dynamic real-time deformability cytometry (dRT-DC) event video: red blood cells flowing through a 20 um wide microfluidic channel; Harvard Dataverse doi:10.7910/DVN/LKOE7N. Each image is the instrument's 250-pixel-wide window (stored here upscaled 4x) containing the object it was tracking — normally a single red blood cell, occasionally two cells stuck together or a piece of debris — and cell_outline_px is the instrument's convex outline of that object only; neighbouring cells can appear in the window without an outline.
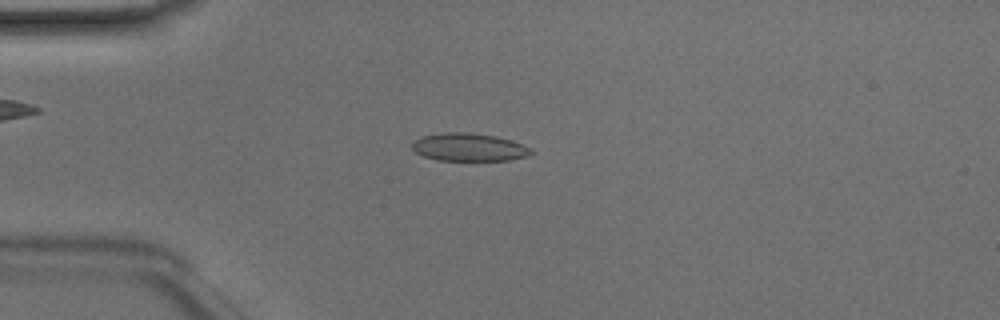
{"species": "Egyptian fruit bat (a non-hibernating species)", "species_latin": "Rousettus aegyptiacus", "temperature_condition": "room temperature", "stored_images_in_passage": 37, "camera_frame_rate_fps": 3000, "um_per_image_px": 0.085, "animal": {"sex": "male"}, "frame": {"image": 1, "passage_image": 1, "time_ms": 0.0, "image_size_px": [1000, 320], "cell_outline_px": [[532, 152], [528, 156], [508, 160], [440, 160], [424, 156], [416, 152], [412, 148], [412, 140], [420, 136], [444, 132], [472, 132], [496, 136], [512, 140], [532, 148]], "centroid_in_image_um": [39.85, 12.49], "position_along_channel_um": 45.1, "area_um2": 19.48}}
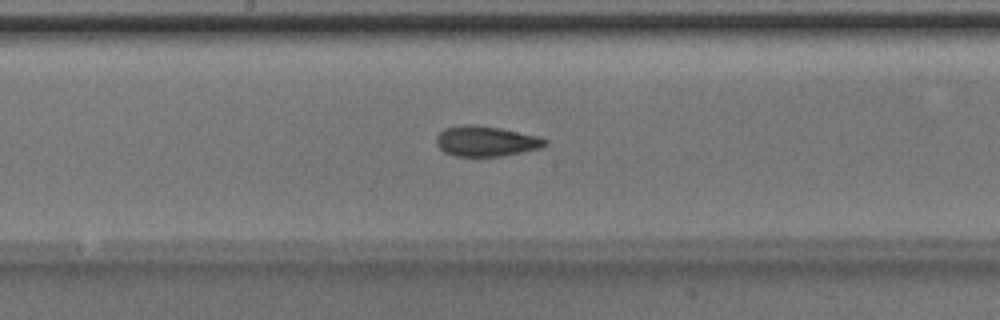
{"frame": {"image": 2, "passage_image": 14, "time_ms": 4.333, "image_size_px": [1000, 320], "cell_outline_px": [[548, 144], [540, 148], [500, 156], [456, 156], [444, 152], [436, 144], [436, 136], [444, 128], [460, 124], [472, 124], [500, 128], [540, 136], [548, 140]], "centroid_in_image_um": [41.3, 11.98], "position_along_channel_um": 206.9, "area_um2": 19.31}}
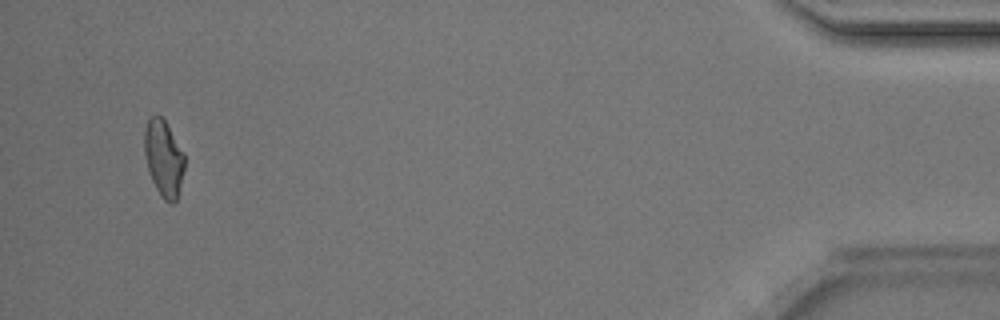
{"frame": {"image": 3, "passage_image": 35, "time_ms": 11.333, "image_size_px": [1000, 320], "cell_outline_px": [[184, 168], [176, 200], [172, 204], [164, 200], [160, 196], [152, 180], [148, 168], [144, 152], [144, 128], [148, 116], [156, 112], [164, 120], [184, 152]], "centroid_in_image_um": [13.88, 13.4], "position_along_channel_um": 421.3, "area_um2": 17.92}, "authors_computed_cell_mechanics": {"area_um2": 18.496, "velocity_mm_per_s": 4.1798, "shape_relaxation_time_tau1_ms": 4.3367, "shape_relaxation_time_tau2_ms": 2.6125, "deformation_change_tau1": 0.1484, "deformation_change_tau2": 0.09}}